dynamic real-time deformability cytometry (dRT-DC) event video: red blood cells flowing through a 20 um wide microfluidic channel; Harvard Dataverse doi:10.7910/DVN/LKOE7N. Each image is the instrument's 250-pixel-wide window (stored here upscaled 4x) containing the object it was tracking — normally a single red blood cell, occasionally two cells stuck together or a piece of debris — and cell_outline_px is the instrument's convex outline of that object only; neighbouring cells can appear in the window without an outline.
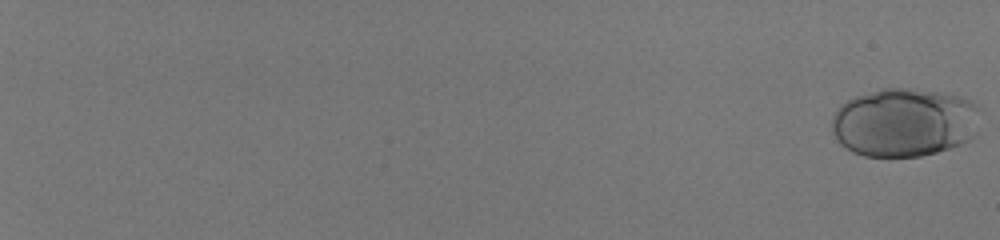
{"species": "human", "species_latin": "Homo sapiens", "temperature_condition": "room temperature", "stored_images_in_passage": 30, "camera_frame_rate_fps": 3000, "um_per_image_px": 0.085, "donor": {"sex": "male"}, "frame": {"image": 1, "passage_image": 1, "time_ms": 0.0, "image_size_px": [1000, 240], "cell_outline_px": [[980, 108], [976, 132], [968, 140], [960, 144], [936, 152], [920, 156], [864, 156], [852, 152], [840, 144], [836, 140], [832, 132], [832, 116], [836, 108], [840, 104], [856, 96], [884, 88], [912, 88], [940, 92], [960, 96], [972, 100]], "centroid_in_image_um": [76.85, 10.39], "position_along_channel_um": 8.1, "area_um2": 59.77}}
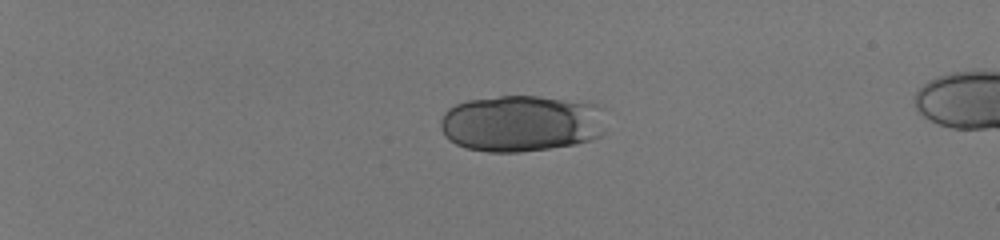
{"frame": {"image": 2, "passage_image": 18, "time_ms": 5.667, "image_size_px": [1000, 240], "cell_outline_px": [[604, 132], [600, 136], [576, 144], [520, 152], [488, 152], [468, 148], [456, 144], [448, 140], [444, 136], [440, 128], [440, 120], [444, 112], [448, 108], [456, 104], [468, 100], [500, 96], [540, 96], [588, 100], [604, 108]], "centroid_in_image_um": [44.35, 10.46], "position_along_channel_um": 40.6, "area_um2": 55.6}}